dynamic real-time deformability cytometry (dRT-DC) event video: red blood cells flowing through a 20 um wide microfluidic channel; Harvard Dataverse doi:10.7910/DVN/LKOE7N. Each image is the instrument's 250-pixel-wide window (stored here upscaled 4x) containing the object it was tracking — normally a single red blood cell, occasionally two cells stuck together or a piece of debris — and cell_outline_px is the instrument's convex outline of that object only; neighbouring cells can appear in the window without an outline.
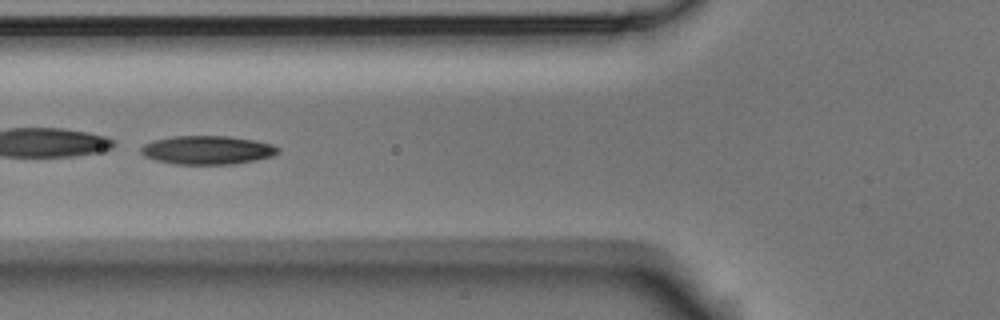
{"species": "Egyptian fruit bat (a non-hibernating species)", "species_latin": "Rousettus aegyptiacus", "temperature_condition": "room temperature", "stored_images_in_passage": 5, "camera_frame_rate_fps": 3000, "um_per_image_px": 0.085, "animal": {"sex": "male"}, "frame": {"image": 1, "passage_image": 5, "time_ms": 1.333, "image_size_px": [1000, 320], "cell_outline_px": [[280, 152], [272, 156], [256, 160], [232, 164], [176, 164], [156, 160], [144, 156], [140, 152], [140, 148], [144, 144], [152, 140], [172, 136], [228, 136], [256, 140], [272, 144], [280, 148]], "centroid_in_image_um": [17.63, 12.75], "position_along_channel_um": 108.2, "area_um2": 23.0}}